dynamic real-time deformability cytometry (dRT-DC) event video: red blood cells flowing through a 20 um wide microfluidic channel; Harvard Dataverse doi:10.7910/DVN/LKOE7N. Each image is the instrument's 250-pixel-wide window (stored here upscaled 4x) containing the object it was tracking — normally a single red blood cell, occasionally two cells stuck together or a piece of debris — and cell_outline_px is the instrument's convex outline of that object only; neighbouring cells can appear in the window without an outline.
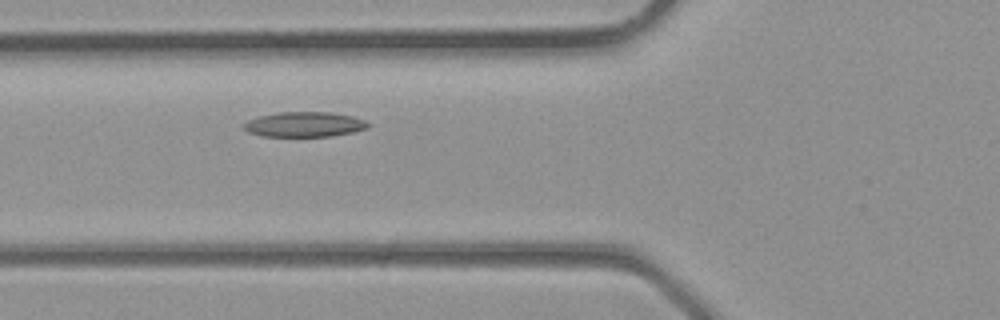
{"species": "common noctule bat (a hibernating species)", "species_latin": "Nyctalus noctula", "temperature_condition": "room temperature", "stored_images_in_passage": 4, "camera_frame_rate_fps": 3000, "um_per_image_px": 0.085, "animal": {"sex": "male", "body_mass_g": 23.1, "forearm_length_mm": 52.7}, "frame": {"image": 1, "passage_image": 3, "time_ms": 0.667, "image_size_px": [1000, 320], "cell_outline_px": [[372, 124], [368, 128], [352, 132], [332, 136], [264, 136], [248, 132], [240, 124], [248, 120], [260, 116], [276, 112], [328, 112], [352, 116], [364, 120]], "centroid_in_image_um": [25.87, 10.57], "position_along_channel_um": 99.9, "area_um2": 18.15}}